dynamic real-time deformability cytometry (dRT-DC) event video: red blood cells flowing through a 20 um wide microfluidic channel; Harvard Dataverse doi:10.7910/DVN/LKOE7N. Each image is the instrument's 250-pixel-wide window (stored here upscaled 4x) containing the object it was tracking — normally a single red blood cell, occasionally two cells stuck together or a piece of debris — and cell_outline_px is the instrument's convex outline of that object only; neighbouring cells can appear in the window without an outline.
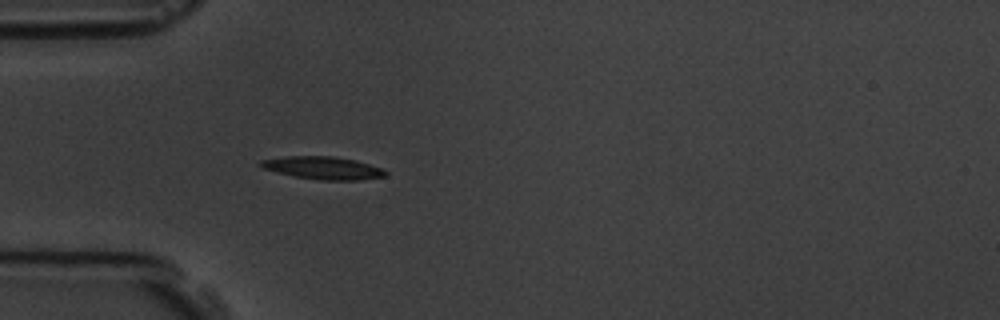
{"species": "common noctule bat (a hibernating species)", "species_latin": "Nyctalus noctula", "temperature_condition": "room temperature", "stored_images_in_passage": 5, "camera_frame_rate_fps": 3000, "um_per_image_px": 0.085, "animal": {"sex": "male", "body_mass_g": 19.5, "forearm_length_mm": 54.6}, "frame": {"image": 1, "passage_image": 5, "time_ms": 4.333, "image_size_px": [1000, 320], "cell_outline_px": [[388, 172], [384, 176], [360, 180], [320, 180], [296, 176], [264, 168], [260, 164], [260, 160], [284, 156], [332, 156], [356, 160], [384, 168]], "centroid_in_image_um": [27.53, 14.26], "position_along_channel_um": 57.5, "area_um2": 16.36}}